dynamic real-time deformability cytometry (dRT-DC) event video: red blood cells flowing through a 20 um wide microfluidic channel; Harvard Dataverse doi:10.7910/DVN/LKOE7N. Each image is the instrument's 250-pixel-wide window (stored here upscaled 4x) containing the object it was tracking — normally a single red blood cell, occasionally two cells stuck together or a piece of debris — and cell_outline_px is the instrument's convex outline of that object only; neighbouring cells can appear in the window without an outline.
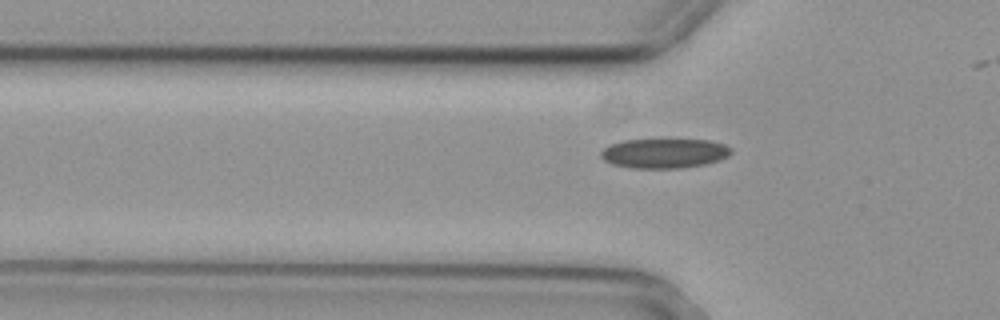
{"species": "common noctule bat (a hibernating species)", "species_latin": "Nyctalus noctula", "temperature_condition": "cold", "stored_images_in_passage": 36, "camera_frame_rate_fps": 3000, "um_per_image_px": 0.085, "animal": {"sex": "female", "body_mass_g": 29.2, "forearm_length_mm": 56.3}, "frame": {"image": 1, "passage_image": 9, "time_ms": 2.667, "image_size_px": [1000, 320], "cell_outline_px": [[732, 152], [728, 156], [720, 160], [704, 164], [680, 168], [632, 168], [612, 164], [604, 160], [600, 156], [600, 152], [608, 144], [624, 140], [708, 140], [724, 144], [732, 148]], "centroid_in_image_um": [56.45, 13.03], "position_along_channel_um": 69.4, "area_um2": 22.48}}
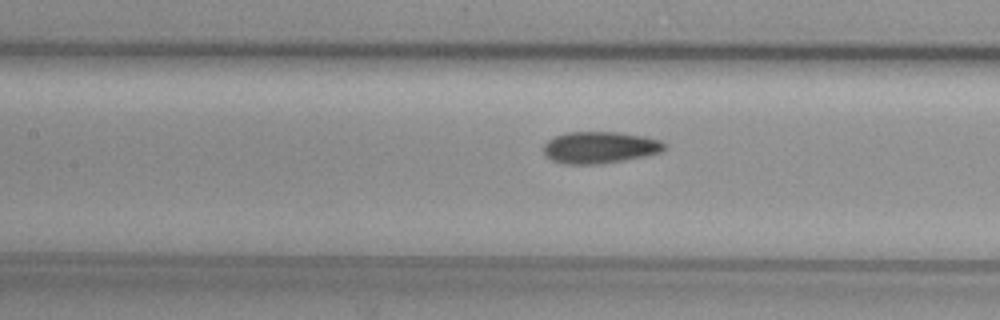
{"frame": {"image": 2, "passage_image": 16, "time_ms": 5.0, "image_size_px": [1000, 320], "cell_outline_px": [[668, 148], [660, 152], [644, 156], [600, 164], [564, 164], [552, 160], [544, 152], [544, 144], [548, 140], [556, 136], [568, 132], [620, 132], [644, 136], [660, 140], [668, 144]], "centroid_in_image_um": [51.03, 12.53], "position_along_channel_um": 156.4, "area_um2": 22.37}}
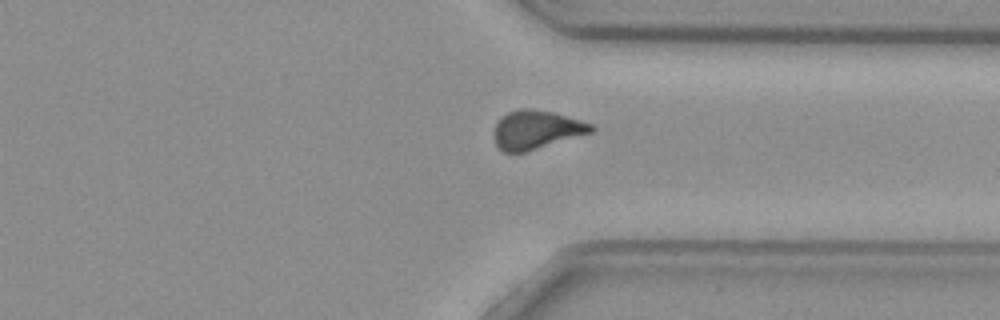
{"frame": {"image": 3, "passage_image": 33, "time_ms": 10.667, "image_size_px": [1000, 320], "cell_outline_px": [[596, 128], [592, 132], [524, 152], [504, 152], [496, 144], [492, 136], [492, 132], [500, 116], [508, 112], [520, 108], [528, 108], [552, 112], [580, 120], [592, 124]], "centroid_in_image_um": [45.54, 11.01], "position_along_channel_um": 365.9, "area_um2": 21.79}}